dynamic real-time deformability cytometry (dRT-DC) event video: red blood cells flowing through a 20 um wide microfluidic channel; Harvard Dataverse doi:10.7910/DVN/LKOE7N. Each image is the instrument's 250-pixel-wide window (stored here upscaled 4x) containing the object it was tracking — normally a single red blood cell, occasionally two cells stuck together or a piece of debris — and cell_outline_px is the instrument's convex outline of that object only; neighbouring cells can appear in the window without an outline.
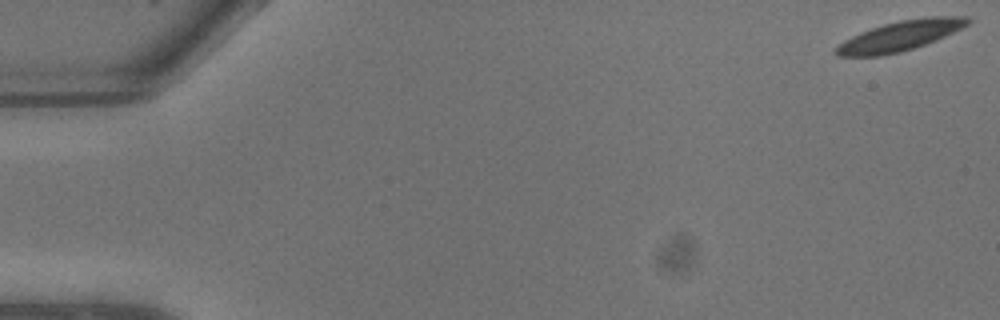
{"species": "common noctule bat (a hibernating species)", "species_latin": "Nyctalus noctula", "temperature_condition": "warm", "stored_images_in_passage": 12, "camera_frame_rate_fps": 3000, "um_per_image_px": 0.085, "animal": {"sex": "male", "body_mass_g": 13.3}, "frame": {"image": 1, "passage_image": 1, "time_ms": 0.0, "image_size_px": [1000, 320], "cell_outline_px": [[972, 20], [968, 24], [936, 40], [900, 52], [880, 56], [836, 56], [832, 52], [844, 40], [860, 32], [884, 24], [900, 20], [932, 16], [968, 16]], "centroid_in_image_um": [76.49, 3.05], "position_along_channel_um": 8.5, "area_um2": 22.77}}
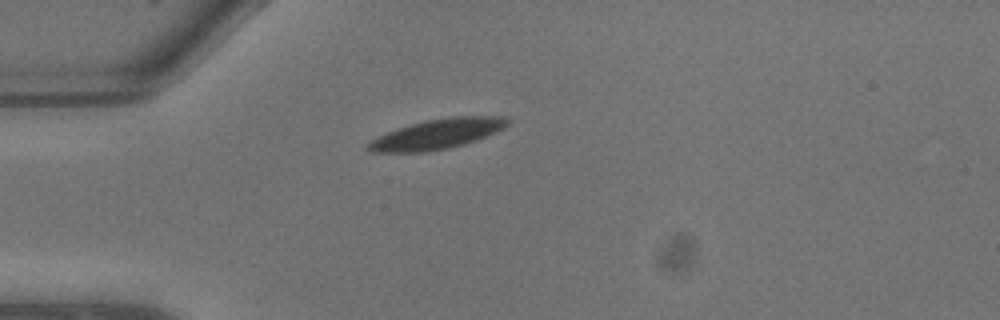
{"frame": {"image": 2, "passage_image": 7, "time_ms": 2.0, "image_size_px": [1000, 320], "cell_outline_px": [[508, 124], [504, 128], [496, 132], [476, 140], [464, 144], [448, 148], [428, 152], [368, 152], [364, 148], [364, 144], [376, 136], [412, 124], [428, 120], [452, 116], [500, 116], [508, 120]], "centroid_in_image_um": [37.1, 11.41], "position_along_channel_um": 47.9, "area_um2": 24.33}}
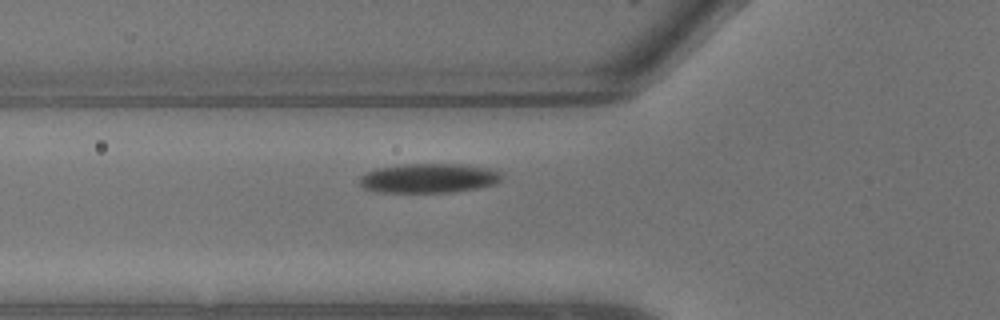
{"frame": {"image": 3, "passage_image": 9, "time_ms": 2.667, "image_size_px": [1000, 320], "cell_outline_px": [[500, 180], [496, 184], [456, 192], [376, 192], [364, 188], [360, 184], [360, 176], [376, 168], [408, 164], [460, 164], [488, 168], [500, 172]], "centroid_in_image_um": [36.44, 15.15], "position_along_channel_um": 89.4, "area_um2": 24.22}}